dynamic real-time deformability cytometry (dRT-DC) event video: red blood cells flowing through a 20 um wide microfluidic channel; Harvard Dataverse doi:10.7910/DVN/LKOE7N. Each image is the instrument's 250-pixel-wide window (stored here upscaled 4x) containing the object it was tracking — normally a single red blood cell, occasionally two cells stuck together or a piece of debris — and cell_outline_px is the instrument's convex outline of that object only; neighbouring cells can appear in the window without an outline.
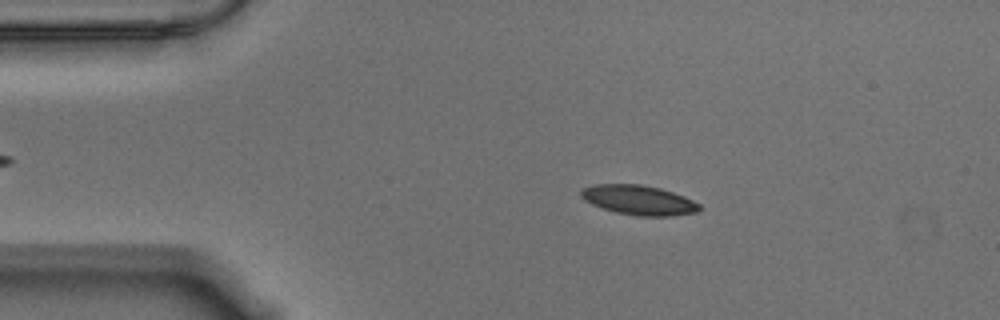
{"species": "Egyptian fruit bat (a non-hibernating species)", "species_latin": "Rousettus aegyptiacus", "temperature_condition": "warm", "stored_images_in_passage": 56, "camera_frame_rate_fps": 3000, "um_per_image_px": 0.085, "animal": {"sex": "male"}, "frame": {"image": 1, "passage_image": 10, "time_ms": 3.0, "image_size_px": [1000, 320], "cell_outline_px": [[700, 208], [696, 212], [672, 216], [636, 216], [616, 212], [592, 204], [584, 200], [580, 196], [580, 192], [584, 188], [596, 184], [640, 184], [660, 188], [684, 196], [700, 204]], "centroid_in_image_um": [54.29, 17.0], "position_along_channel_um": 30.7, "area_um2": 20.35}}
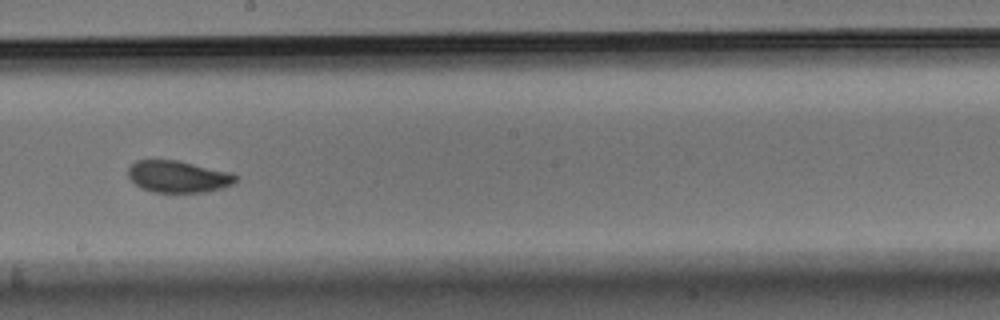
{"frame": {"image": 2, "passage_image": 31, "time_ms": 10.0, "image_size_px": [1000, 320], "cell_outline_px": [[236, 180], [232, 184], [208, 192], [152, 192], [140, 188], [128, 176], [128, 168], [136, 160], [176, 160], [232, 172], [236, 176]], "centroid_in_image_um": [15.13, 15.01], "position_along_channel_um": 233.1, "area_um2": 19.88}}
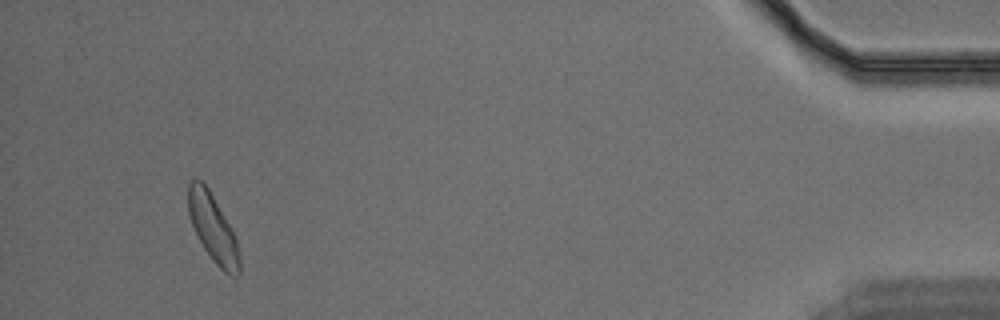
{"frame": {"image": 3, "passage_image": 53, "time_ms": 17.333, "image_size_px": [1000, 320], "cell_outline_px": [[240, 276], [232, 276], [224, 272], [212, 260], [204, 248], [192, 224], [188, 212], [188, 184], [192, 180], [204, 180], [232, 228], [236, 240], [240, 260]], "centroid_in_image_um": [18.11, 19.38], "position_along_channel_um": 417.1, "area_um2": 20.17}, "authors_computed_cell_mechanics": {"area_um2": 20.3456, "velocity_mm_per_s": 3.5183, "shape_relaxation_time_tau1_ms": 2.8801, "shape_relaxation_time_tau2_ms": 5.4484, "deformation_change_tau1": 0.1108, "deformation_change_tau2": 0.0901}}